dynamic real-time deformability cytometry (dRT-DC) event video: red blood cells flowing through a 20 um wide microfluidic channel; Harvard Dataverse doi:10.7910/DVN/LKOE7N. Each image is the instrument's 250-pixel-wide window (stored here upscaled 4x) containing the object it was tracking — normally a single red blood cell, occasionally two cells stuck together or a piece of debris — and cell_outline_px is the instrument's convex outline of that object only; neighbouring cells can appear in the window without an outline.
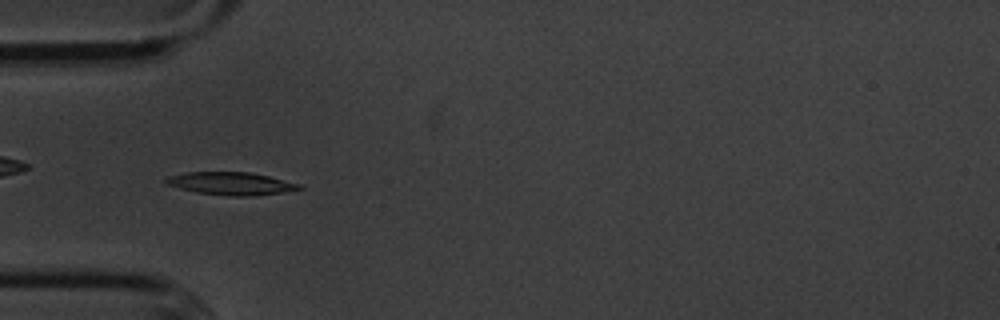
{"species": "common noctule bat (a hibernating species)", "species_latin": "Nyctalus noctula", "temperature_condition": "cold", "stored_images_in_passage": 54, "camera_frame_rate_fps": 3000, "um_per_image_px": 0.085, "animal": {"sex": "male", "body_mass_g": 20.1, "forearm_length_mm": 53.5}, "frame": {"image": 1, "passage_image": 16, "time_ms": 5.0, "image_size_px": [1000, 320], "cell_outline_px": [[304, 188], [284, 192], [256, 196], [228, 196], [196, 192], [164, 184], [164, 180], [168, 176], [188, 172], [248, 172], [268, 176], [300, 184]], "centroid_in_image_um": [19.62, 15.61], "position_along_channel_um": 65.4, "area_um2": 17.69}}
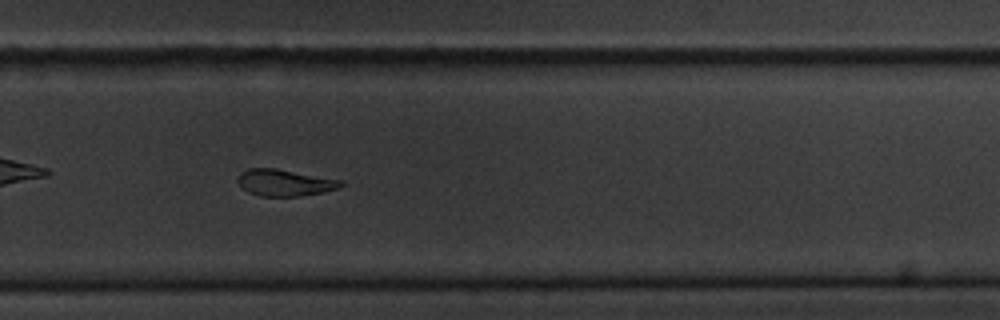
{"frame": {"image": 2, "passage_image": 36, "time_ms": 11.667, "image_size_px": [1000, 320], "cell_outline_px": [[344, 184], [340, 188], [324, 192], [300, 196], [260, 196], [248, 192], [240, 188], [236, 180], [240, 172], [248, 168], [276, 168], [344, 180]], "centroid_in_image_um": [24.19, 15.52], "position_along_channel_um": 305.6, "area_um2": 16.36}}
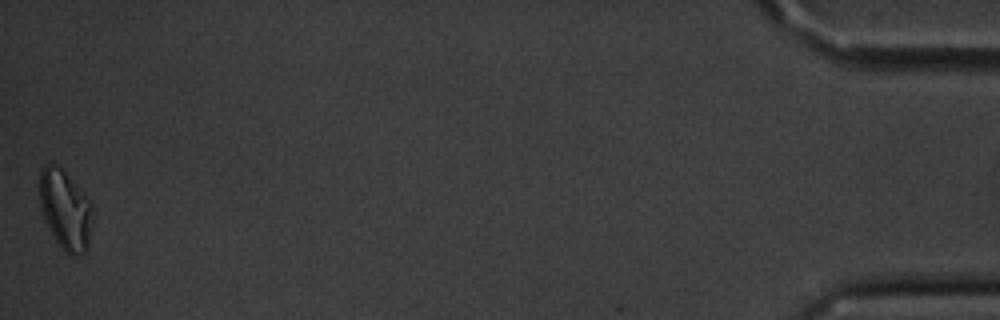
{"frame": {"image": 3, "passage_image": 54, "time_ms": 17.667, "image_size_px": [1000, 320], "cell_outline_px": [[92, 228], [88, 248], [84, 252], [76, 256], [68, 256], [60, 248], [40, 208], [40, 172], [44, 164], [52, 164], [60, 168], [84, 192], [92, 204]], "centroid_in_image_um": [5.58, 17.87], "position_along_channel_um": 429.6, "area_um2": 24.51}, "authors_computed_cell_mechanics": {"area_um2": 17.1666, "velocity_mm_per_s": 3.6124, "shape_relaxation_time_tau1_ms": 5.1803, "shape_relaxation_time_tau2_ms": 10.0796, "deformation_change_tau1": 0.1481, "deformation_change_tau2": 0.1701}}